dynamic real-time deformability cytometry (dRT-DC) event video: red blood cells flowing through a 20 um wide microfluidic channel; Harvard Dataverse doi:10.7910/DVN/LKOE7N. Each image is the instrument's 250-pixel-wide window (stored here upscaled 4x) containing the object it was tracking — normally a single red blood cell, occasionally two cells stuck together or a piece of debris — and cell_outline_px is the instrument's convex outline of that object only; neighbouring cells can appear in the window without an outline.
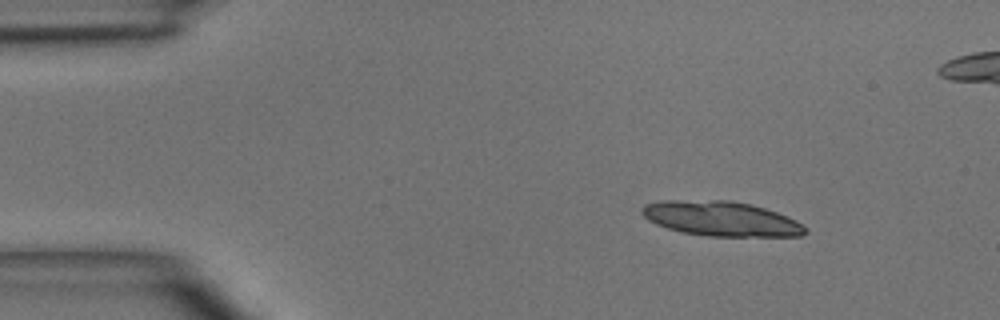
{"species": "common noctule bat (a hibernating species)", "species_latin": "Nyctalus noctula", "temperature_condition": "room temperature", "stored_images_in_passage": 4, "camera_frame_rate_fps": 3000, "um_per_image_px": 0.085, "animal": {"sex": "male", "body_mass_g": 15.6}, "frame": {"image": 1, "passage_image": 1, "time_ms": 0.0, "image_size_px": [1000, 320], "cell_outline_px": [[808, 232], [800, 236], [708, 236], [684, 232], [668, 228], [656, 224], [648, 220], [640, 212], [640, 208], [644, 204], [660, 200], [732, 200], [752, 204], [788, 216], [796, 220]], "centroid_in_image_um": [61.26, 18.57], "position_along_channel_um": 23.7, "area_um2": 33.12}}